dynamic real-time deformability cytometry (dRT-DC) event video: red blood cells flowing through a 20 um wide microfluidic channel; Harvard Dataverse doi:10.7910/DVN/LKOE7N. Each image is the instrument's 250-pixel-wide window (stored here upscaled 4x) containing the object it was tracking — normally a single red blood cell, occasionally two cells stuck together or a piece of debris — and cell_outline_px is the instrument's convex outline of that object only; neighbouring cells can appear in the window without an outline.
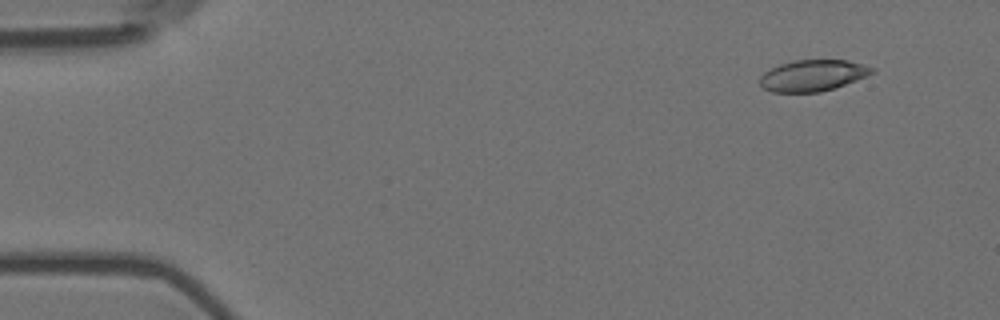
{"species": "Egyptian fruit bat (a non-hibernating species)", "species_latin": "Rousettus aegyptiacus", "temperature_condition": "room temperature", "stored_images_in_passage": 53, "camera_frame_rate_fps": 3000, "um_per_image_px": 0.085, "animal": {"sex": "female"}, "frame": {"image": 1, "passage_image": 1, "time_ms": 0.0, "image_size_px": [1000, 320], "cell_outline_px": [[876, 72], [856, 80], [820, 92], [772, 92], [764, 88], [760, 84], [760, 76], [764, 72], [780, 64], [792, 60], [844, 60], [876, 68]], "centroid_in_image_um": [69.07, 6.41], "position_along_channel_um": 15.9, "area_um2": 20.23}}
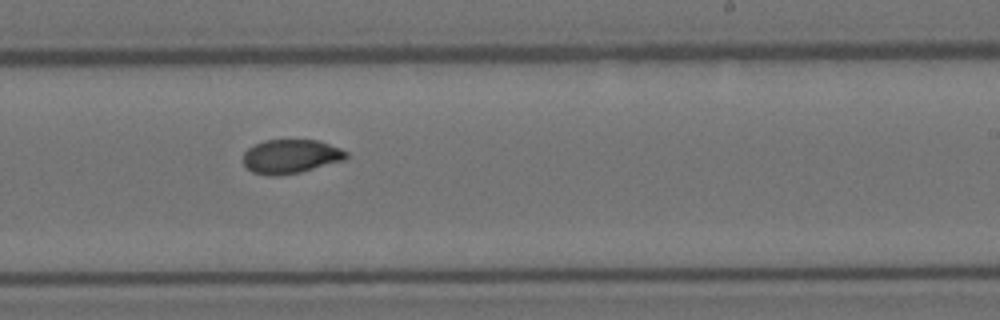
{"frame": {"image": 2, "passage_image": 31, "time_ms": 10.0, "image_size_px": [1000, 320], "cell_outline_px": [[348, 156], [344, 160], [300, 172], [276, 176], [272, 176], [252, 172], [244, 164], [244, 152], [248, 148], [264, 140], [316, 140], [340, 148], [348, 152]], "centroid_in_image_um": [24.71, 13.3], "position_along_channel_um": 264.3, "area_um2": 20.23}}
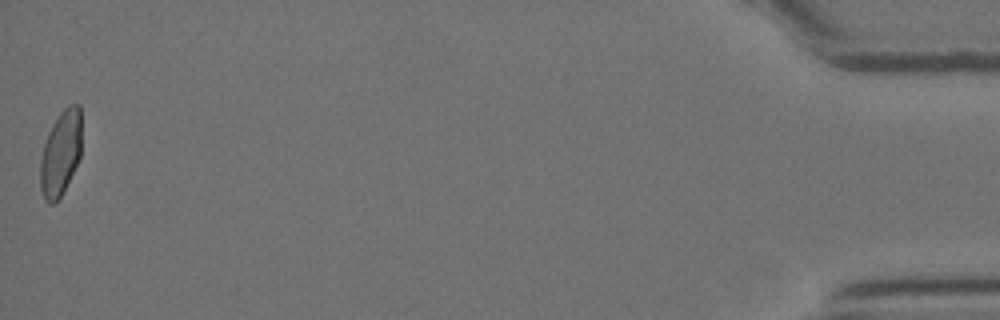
{"frame": {"image": 3, "passage_image": 53, "time_ms": 17.333, "image_size_px": [1000, 320], "cell_outline_px": [[80, 156], [60, 196], [52, 204], [48, 204], [44, 200], [40, 188], [40, 160], [44, 144], [48, 132], [52, 124], [60, 112], [68, 104], [80, 104]], "centroid_in_image_um": [5.12, 12.99], "position_along_channel_um": 430.1, "area_um2": 20.17}, "authors_computed_cell_mechanics": {"area_um2": 20.7502, "velocity_mm_per_s": 3.5573, "shape_relaxation_time_tau1_ms": null, "shape_relaxation_time_tau2_ms": 1.3522, "deformation_change_tau1": null, "deformation_change_tau2": 0.0478}}